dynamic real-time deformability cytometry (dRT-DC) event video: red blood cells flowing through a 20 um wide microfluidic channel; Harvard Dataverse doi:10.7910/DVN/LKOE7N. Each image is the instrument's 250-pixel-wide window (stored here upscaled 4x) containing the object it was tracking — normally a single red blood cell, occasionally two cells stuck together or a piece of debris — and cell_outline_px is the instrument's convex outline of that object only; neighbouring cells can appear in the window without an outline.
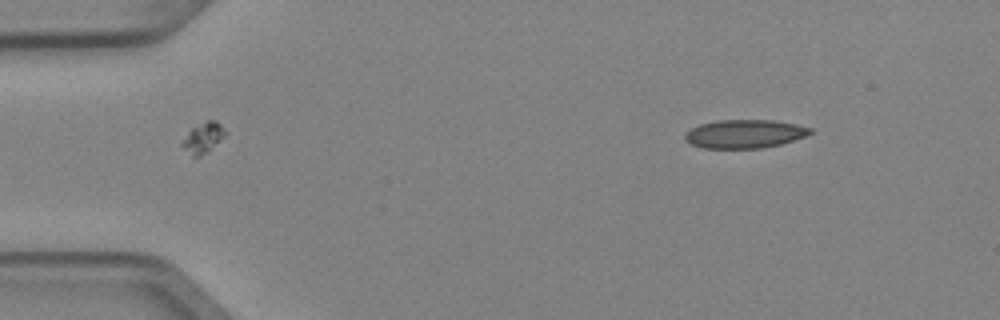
{"species": "Egyptian fruit bat (a non-hibernating species)", "species_latin": "Rousettus aegyptiacus", "temperature_condition": "cold", "stored_images_in_passage": 4, "camera_frame_rate_fps": 3000, "um_per_image_px": 0.085, "animal": {"sex": "female"}, "frame": {"image": 1, "passage_image": 2, "time_ms": 0.333, "image_size_px": [1000, 320], "cell_outline_px": [[812, 132], [804, 136], [780, 144], [760, 148], [704, 148], [692, 144], [684, 140], [684, 136], [692, 128], [700, 124], [720, 120], [776, 120], [796, 124], [812, 128]], "centroid_in_image_um": [63.29, 11.37], "position_along_channel_um": 21.7, "area_um2": 20.58}}